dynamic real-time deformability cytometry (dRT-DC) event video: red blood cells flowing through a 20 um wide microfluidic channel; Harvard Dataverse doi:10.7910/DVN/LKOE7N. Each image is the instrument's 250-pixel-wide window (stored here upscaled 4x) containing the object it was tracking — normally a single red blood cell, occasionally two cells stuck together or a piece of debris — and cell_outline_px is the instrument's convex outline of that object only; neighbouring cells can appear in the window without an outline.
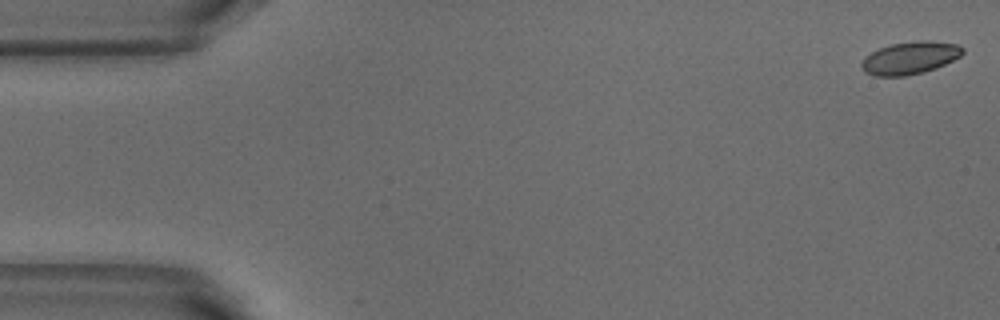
{"species": "common noctule bat (a hibernating species)", "species_latin": "Nyctalus noctula", "temperature_condition": "warm", "stored_images_in_passage": 52, "camera_frame_rate_fps": 3000, "um_per_image_px": 0.085, "animal": {"sex": "male", "body_mass_g": 18.8}, "frame": {"image": 1, "passage_image": 1, "time_ms": 0.0, "image_size_px": [1000, 320], "cell_outline_px": [[964, 52], [960, 56], [936, 68], [924, 72], [904, 76], [876, 76], [864, 72], [860, 68], [860, 64], [864, 56], [880, 48], [892, 44], [920, 40], [928, 40], [956, 44], [964, 48]], "centroid_in_image_um": [77.32, 4.93], "position_along_channel_um": 7.7, "area_um2": 19.19}}
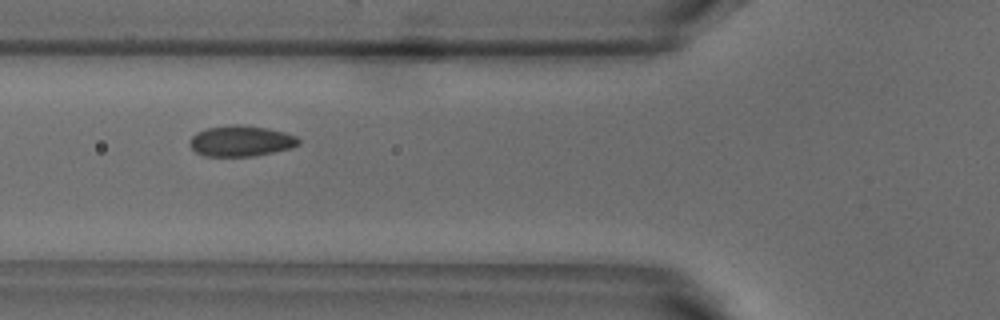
{"frame": {"image": 2, "passage_image": 19, "time_ms": 6.0, "image_size_px": [1000, 320], "cell_outline_px": [[300, 144], [292, 148], [252, 156], [204, 156], [196, 152], [188, 144], [188, 140], [196, 132], [208, 128], [232, 124], [240, 124], [268, 128], [284, 132], [296, 136], [300, 140]], "centroid_in_image_um": [20.47, 11.98], "position_along_channel_um": 105.3, "area_um2": 19.65}}
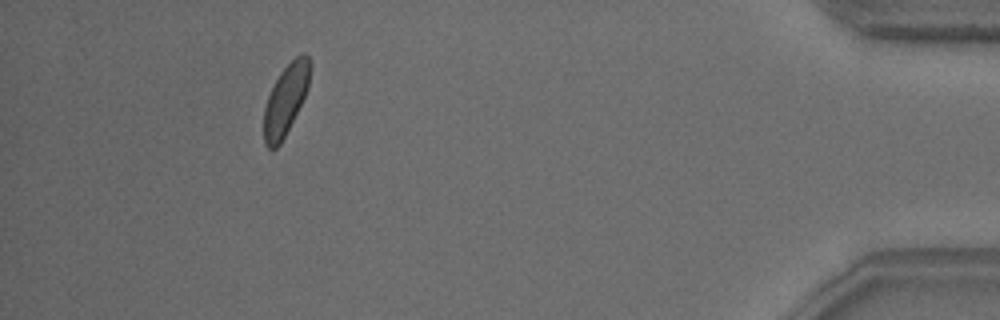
{"frame": {"image": 3, "passage_image": 48, "time_ms": 15.667, "image_size_px": [1000, 320], "cell_outline_px": [[312, 64], [308, 88], [280, 144], [276, 148], [268, 148], [264, 144], [264, 108], [268, 96], [280, 72], [300, 52], [304, 52], [308, 56]], "centroid_in_image_um": [24.29, 8.42], "position_along_channel_um": 410.9, "area_um2": 18.67}, "authors_computed_cell_mechanics": {"area_um2": 19.4786, "velocity_mm_per_s": 3.8002, "shape_relaxation_time_tau1_ms": 1.5001, "shape_relaxation_time_tau2_ms": null, "deformation_change_tau1": 0.0733, "deformation_change_tau2": null}}